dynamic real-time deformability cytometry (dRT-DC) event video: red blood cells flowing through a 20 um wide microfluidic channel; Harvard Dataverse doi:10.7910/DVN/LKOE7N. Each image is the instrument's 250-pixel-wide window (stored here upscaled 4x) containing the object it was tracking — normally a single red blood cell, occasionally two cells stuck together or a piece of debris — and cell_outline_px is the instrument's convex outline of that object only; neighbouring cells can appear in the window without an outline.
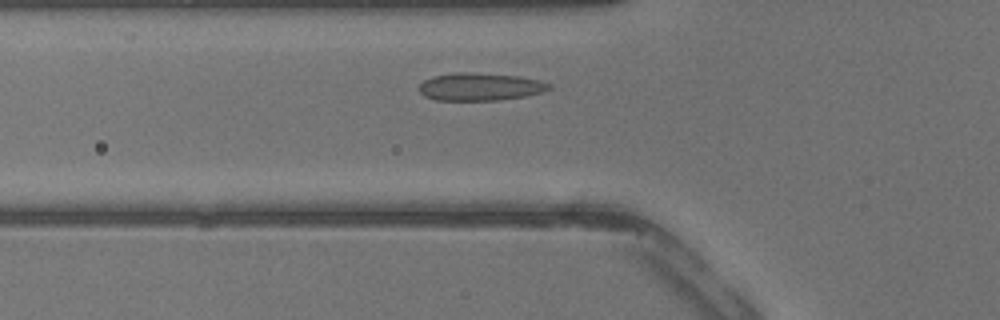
{"species": "common noctule bat (a hibernating species)", "species_latin": "Nyctalus noctula", "temperature_condition": "warm", "stored_images_in_passage": 22, "camera_frame_rate_fps": 3000, "um_per_image_px": 0.085, "animal": {"sex": "male", "body_mass_g": 13.3}, "frame": {"image": 1, "passage_image": 6, "time_ms": 1.667, "image_size_px": [1000, 320], "cell_outline_px": [[552, 88], [544, 92], [528, 96], [496, 100], [436, 100], [424, 96], [420, 92], [420, 84], [424, 80], [432, 76], [460, 72], [472, 72], [516, 76], [540, 80], [552, 84]], "centroid_in_image_um": [40.85, 7.37], "position_along_channel_um": 85.0, "area_um2": 21.04}}
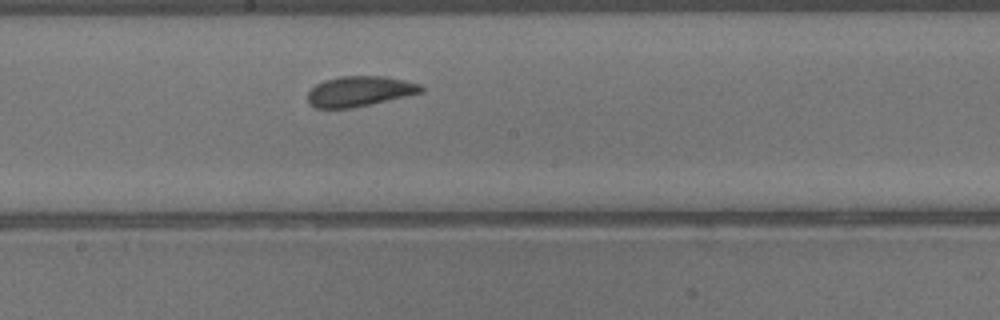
{"frame": {"image": 2, "passage_image": 14, "time_ms": 4.333, "image_size_px": [1000, 320], "cell_outline_px": [[424, 92], [352, 108], [316, 108], [308, 104], [308, 92], [316, 84], [324, 80], [344, 76], [384, 76], [404, 80], [420, 84], [424, 88]], "centroid_in_image_um": [30.56, 7.76], "position_along_channel_um": 217.6, "area_um2": 19.94}}
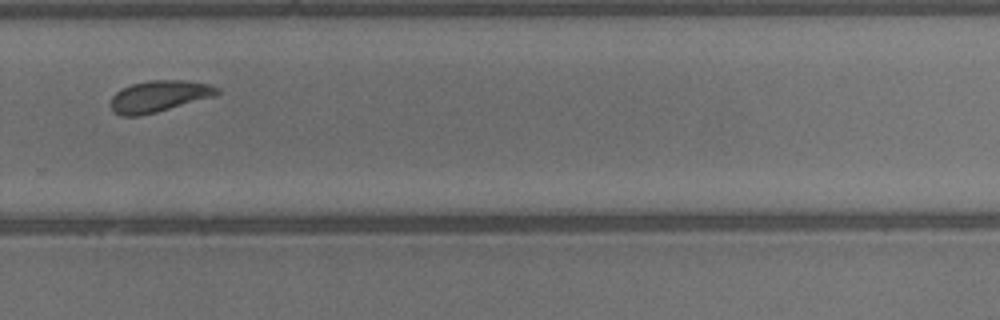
{"frame": {"image": 3, "passage_image": 20, "time_ms": 6.333, "image_size_px": [1000, 320], "cell_outline_px": [[220, 96], [140, 116], [120, 116], [112, 112], [112, 96], [116, 92], [132, 84], [148, 80], [184, 80], [212, 84], [220, 88]], "centroid_in_image_um": [13.61, 8.18], "position_along_channel_um": 316.2, "area_um2": 19.88}}